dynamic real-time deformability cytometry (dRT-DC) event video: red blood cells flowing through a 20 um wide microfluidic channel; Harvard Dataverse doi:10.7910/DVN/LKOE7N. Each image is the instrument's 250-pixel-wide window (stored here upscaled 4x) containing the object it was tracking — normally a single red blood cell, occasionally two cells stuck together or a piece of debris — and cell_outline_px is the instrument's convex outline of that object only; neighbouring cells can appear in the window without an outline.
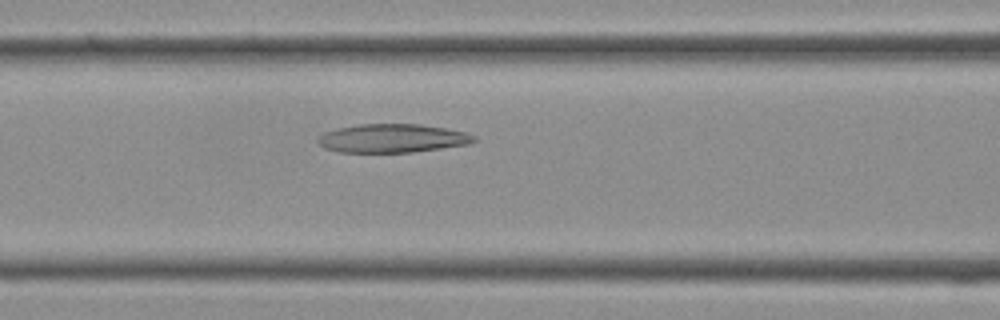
{"species": "Egyptian fruit bat (a non-hibernating species)", "species_latin": "Rousettus aegyptiacus", "temperature_condition": "cold", "stored_images_in_passage": 37, "camera_frame_rate_fps": 3000, "um_per_image_px": 0.085, "frame": {"image": 1, "passage_image": 15, "time_ms": 4.667, "image_size_px": [1000, 320], "cell_outline_px": [[476, 140], [468, 144], [412, 152], [340, 152], [324, 148], [316, 140], [324, 132], [356, 124], [420, 124], [444, 128], [464, 132], [476, 136]], "centroid_in_image_um": [33.33, 11.75], "position_along_channel_um": 133.3, "area_um2": 25.78}}
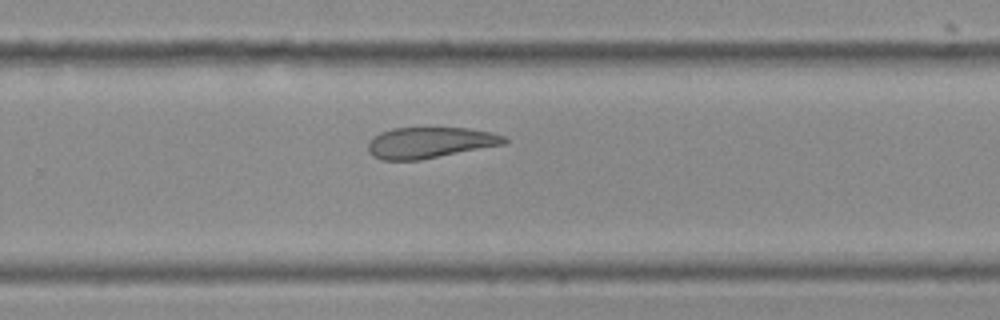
{"frame": {"image": 2, "passage_image": 24, "time_ms": 7.667, "image_size_px": [1000, 320], "cell_outline_px": [[508, 144], [420, 160], [380, 160], [372, 156], [368, 152], [368, 140], [372, 136], [380, 132], [392, 128], [468, 128], [492, 132], [504, 136], [508, 140]], "centroid_in_image_um": [36.54, 12.13], "position_along_channel_um": 293.3, "area_um2": 25.03}}
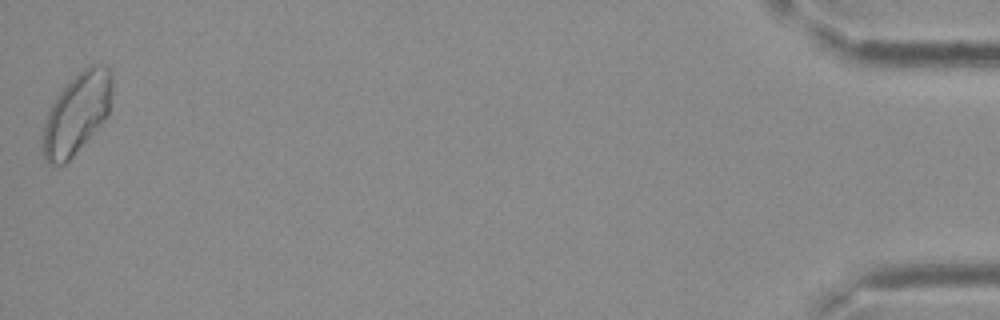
{"frame": {"image": 3, "passage_image": 37, "time_ms": 12.0, "image_size_px": [1000, 320], "cell_outline_px": [[112, 92], [108, 116], [72, 156], [64, 164], [48, 164], [44, 160], [40, 148], [40, 136], [48, 112], [52, 104], [60, 92], [88, 64], [104, 64], [112, 68]], "centroid_in_image_um": [6.51, 9.65], "position_along_channel_um": 428.7, "area_um2": 32.77}}